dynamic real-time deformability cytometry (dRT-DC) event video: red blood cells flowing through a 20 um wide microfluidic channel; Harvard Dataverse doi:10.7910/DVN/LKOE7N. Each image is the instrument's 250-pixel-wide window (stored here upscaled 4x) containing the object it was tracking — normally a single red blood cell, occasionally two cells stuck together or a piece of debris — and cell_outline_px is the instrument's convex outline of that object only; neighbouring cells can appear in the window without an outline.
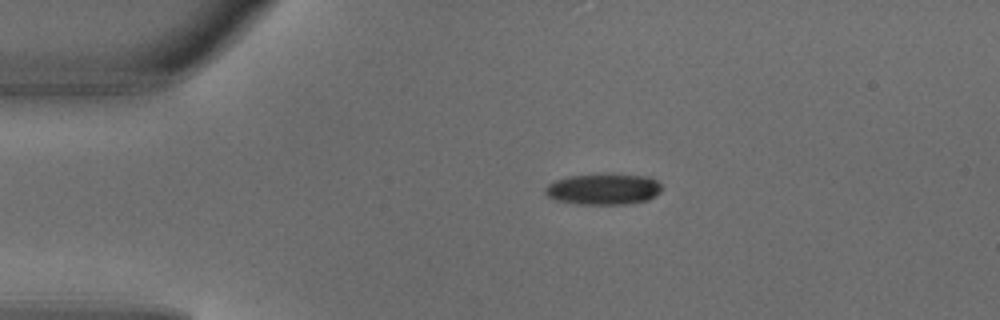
{"species": "common noctule bat (a hibernating species)", "species_latin": "Nyctalus noctula", "temperature_condition": "warm", "stored_images_in_passage": 3, "camera_frame_rate_fps": 3000, "um_per_image_px": 0.085, "animal": {"sex": "male", "body_mass_g": 18.8}, "frame": {"image": 1, "passage_image": 1, "time_ms": 0.0, "image_size_px": [1000, 320], "cell_outline_px": [[664, 188], [656, 196], [648, 200], [624, 204], [580, 204], [556, 200], [548, 196], [544, 192], [544, 188], [548, 184], [556, 180], [568, 176], [648, 176], [656, 180]], "centroid_in_image_um": [51.3, 16.11], "position_along_channel_um": 33.7, "area_um2": 20.52}}
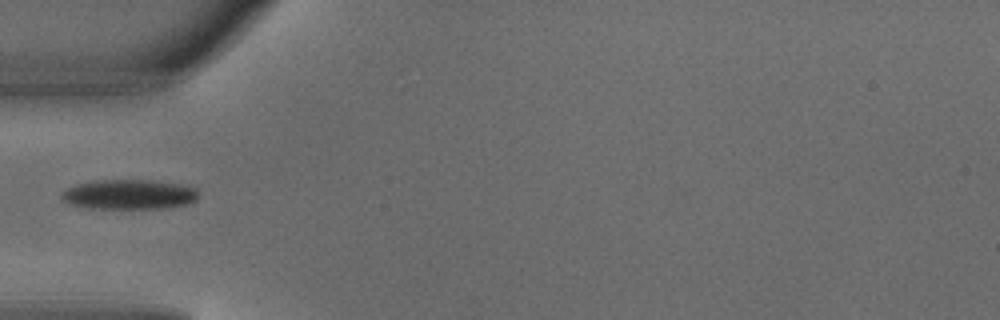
{"frame": {"image": 2, "passage_image": 2, "time_ms": 0.333, "image_size_px": [1000, 320], "cell_outline_px": [[196, 200], [188, 204], [168, 208], [88, 208], [68, 204], [60, 196], [68, 188], [76, 184], [92, 180], [152, 180], [180, 184], [196, 188]], "centroid_in_image_um": [10.96, 16.52], "position_along_channel_um": 74.0, "area_um2": 23.76}}
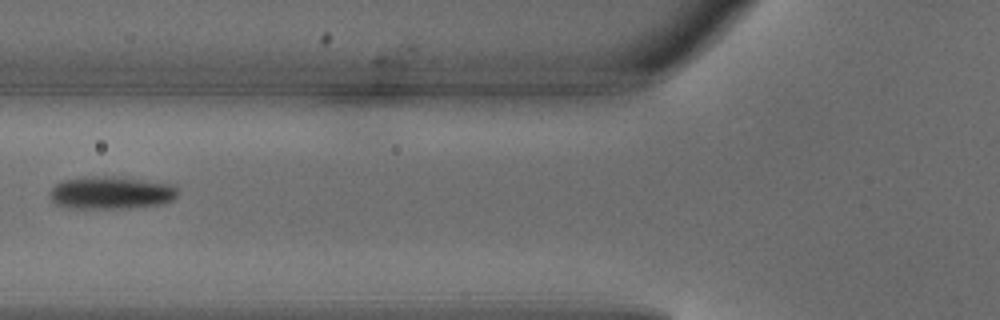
{"frame": {"image": 3, "passage_image": 3, "time_ms": 0.667, "image_size_px": [1000, 320], "cell_outline_px": [[176, 196], [172, 200], [160, 204], [128, 208], [72, 208], [56, 204], [52, 200], [48, 192], [56, 184], [64, 180], [136, 180], [172, 184], [176, 188]], "centroid_in_image_um": [9.44, 16.46], "position_along_channel_um": 116.4, "area_um2": 22.6}}